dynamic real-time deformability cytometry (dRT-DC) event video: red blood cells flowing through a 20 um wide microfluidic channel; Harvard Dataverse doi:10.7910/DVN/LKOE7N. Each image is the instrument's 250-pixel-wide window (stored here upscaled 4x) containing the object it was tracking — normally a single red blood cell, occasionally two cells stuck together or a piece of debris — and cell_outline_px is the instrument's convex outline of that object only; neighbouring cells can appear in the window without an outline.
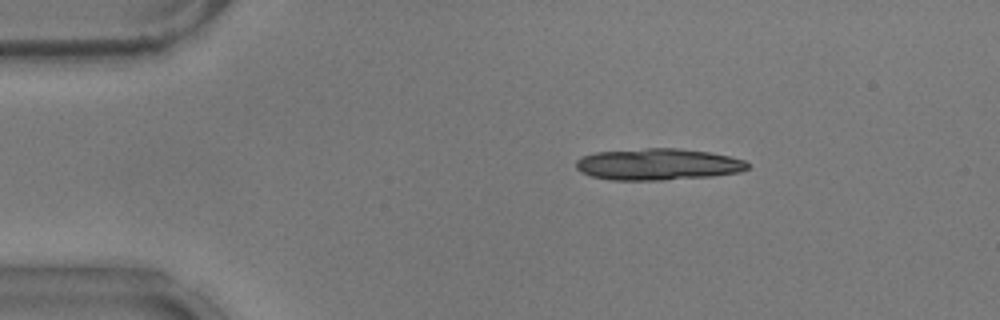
{"species": "common noctule bat (a hibernating species)", "species_latin": "Nyctalus noctula", "temperature_condition": "warm", "stored_images_in_passage": 54, "segment_of_instrument_passage": [1, 2], "camera_frame_rate_fps": 3000, "um_per_image_px": 0.085, "animal": {"sex": "male", "body_mass_g": 17.9}, "frame": {"image": 1, "passage_image": 9, "time_ms": 2.667, "image_size_px": [1000, 320], "cell_outline_px": [[748, 168], [740, 172], [712, 176], [664, 180], [612, 180], [592, 176], [580, 172], [576, 168], [576, 160], [580, 156], [596, 152], [648, 148], [680, 148], [708, 152], [728, 156], [744, 160], [748, 164]], "centroid_in_image_um": [55.89, 13.97], "position_along_channel_um": 29.1, "area_um2": 31.62}}